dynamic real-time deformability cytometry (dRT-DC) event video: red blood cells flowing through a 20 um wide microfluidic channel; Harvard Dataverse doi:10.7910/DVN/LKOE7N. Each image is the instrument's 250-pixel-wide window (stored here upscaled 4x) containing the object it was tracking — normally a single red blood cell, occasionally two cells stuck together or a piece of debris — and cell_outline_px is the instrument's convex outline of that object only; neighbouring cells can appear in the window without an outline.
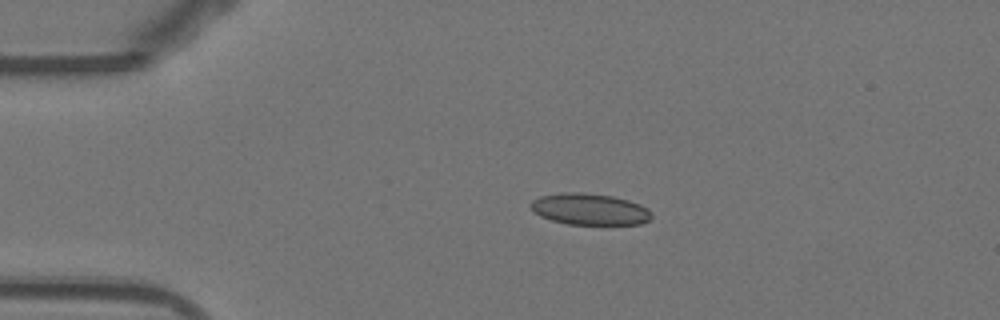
{"species": "Egyptian fruit bat (a non-hibernating species)", "species_latin": "Rousettus aegyptiacus", "temperature_condition": "warm", "stored_images_in_passage": 52, "camera_frame_rate_fps": 3000, "um_per_image_px": 0.085, "animal": {"sex": "female"}, "frame": {"image": 1, "passage_image": 11, "time_ms": 3.333, "image_size_px": [1000, 320], "cell_outline_px": [[652, 216], [648, 220], [640, 224], [568, 224], [552, 220], [540, 216], [532, 212], [528, 204], [532, 200], [540, 196], [560, 192], [580, 192], [612, 196], [628, 200], [640, 204], [648, 208], [652, 212]], "centroid_in_image_um": [50.08, 17.77], "position_along_channel_um": 34.9, "area_um2": 22.31}}
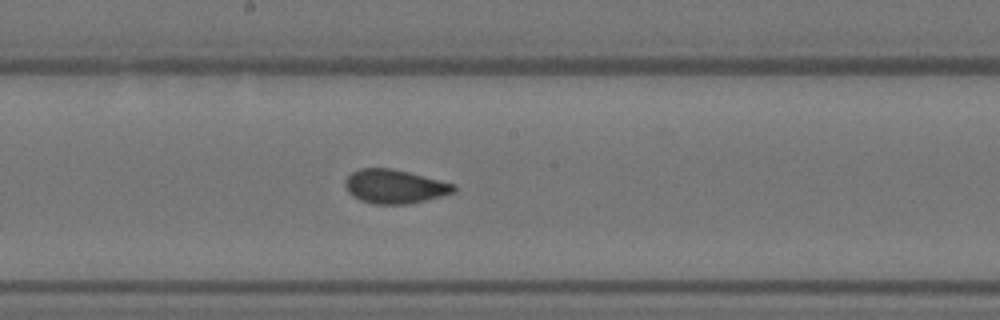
{"frame": {"image": 2, "passage_image": 28, "time_ms": 9.0, "image_size_px": [1000, 320], "cell_outline_px": [[456, 188], [452, 192], [440, 196], [408, 204], [372, 204], [360, 200], [352, 196], [348, 192], [344, 184], [344, 180], [352, 172], [360, 168], [392, 168], [456, 184]], "centroid_in_image_um": [33.5, 15.85], "position_along_channel_um": 214.7, "area_um2": 21.39}}
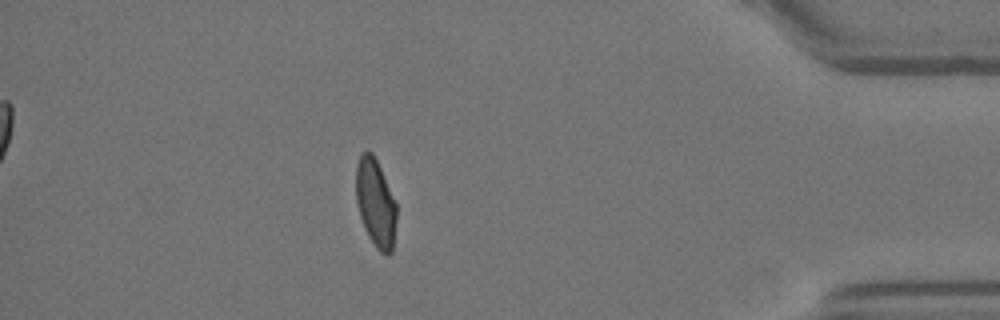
{"frame": {"image": 3, "passage_image": 46, "time_ms": 15.0, "image_size_px": [1000, 320], "cell_outline_px": [[396, 220], [392, 252], [388, 256], [380, 252], [376, 248], [368, 236], [364, 228], [360, 216], [356, 200], [356, 164], [360, 156], [368, 148], [372, 152], [380, 168], [396, 204]], "centroid_in_image_um": [31.91, 17.27], "position_along_channel_um": 403.3, "area_um2": 20.69}, "authors_computed_cell_mechanics": {"area_um2": 21.5305, "velocity_mm_per_s": 3.8721, "shape_relaxation_time_tau1_ms": 8.7275, "shape_relaxation_time_tau2_ms": 0.9076, "deformation_change_tau1": 0.1641, "deformation_change_tau2": 0.0473}}